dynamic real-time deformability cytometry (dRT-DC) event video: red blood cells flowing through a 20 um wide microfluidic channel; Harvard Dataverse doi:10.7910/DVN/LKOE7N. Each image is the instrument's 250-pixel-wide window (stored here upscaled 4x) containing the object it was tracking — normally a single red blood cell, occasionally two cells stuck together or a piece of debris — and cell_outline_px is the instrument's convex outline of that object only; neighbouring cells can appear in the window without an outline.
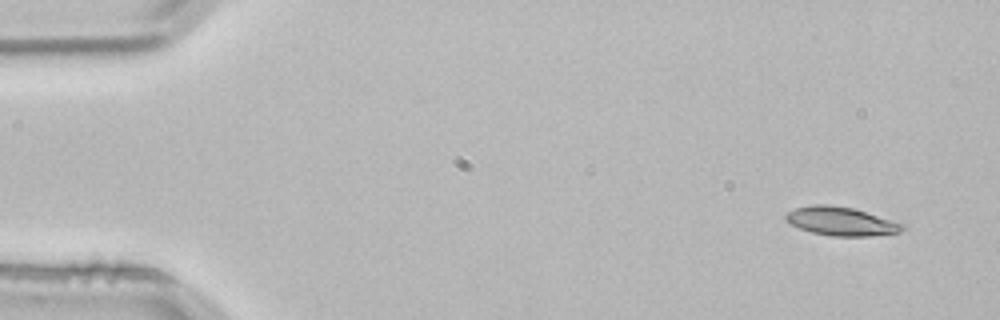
{"species": "common noctule bat (a hibernating species)", "species_latin": "Nyctalus noctula", "temperature_condition": "room temperature", "stored_images_in_passage": 3, "camera_frame_rate_fps": 3000, "um_per_image_px": 0.085, "animal": {"sex": "male", "body_mass_g": 21.5, "forearm_length_mm": 52.0}, "frame": {"image": 1, "passage_image": 1, "time_ms": 0.0, "image_size_px": [1000, 320], "cell_outline_px": [[908, 228], [900, 232], [872, 236], [832, 236], [812, 232], [800, 228], [784, 220], [784, 216], [788, 212], [796, 208], [812, 204], [828, 204], [852, 208], [904, 220], [908, 224]], "centroid_in_image_um": [71.67, 18.8], "position_along_channel_um": 13.3, "area_um2": 20.23}}
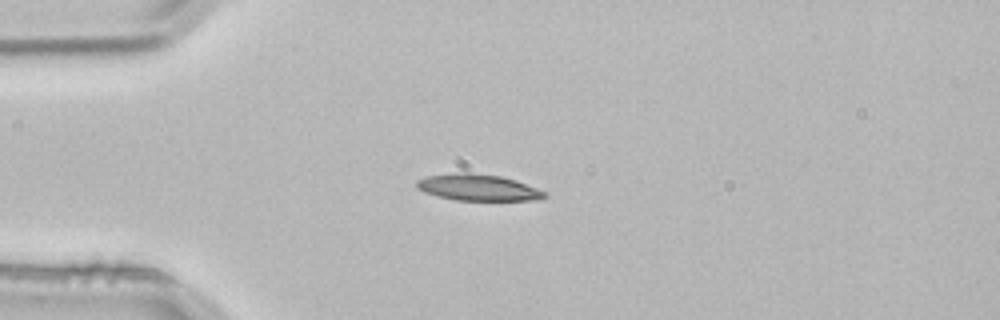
{"frame": {"image": 2, "passage_image": 3, "time_ms": 0.667, "image_size_px": [1000, 320], "cell_outline_px": [[548, 196], [540, 200], [456, 200], [436, 196], [424, 192], [416, 188], [416, 180], [424, 176], [460, 172], [468, 172], [500, 176], [516, 180], [548, 192]], "centroid_in_image_um": [40.64, 15.93], "position_along_channel_um": 44.4, "area_um2": 19.94}}